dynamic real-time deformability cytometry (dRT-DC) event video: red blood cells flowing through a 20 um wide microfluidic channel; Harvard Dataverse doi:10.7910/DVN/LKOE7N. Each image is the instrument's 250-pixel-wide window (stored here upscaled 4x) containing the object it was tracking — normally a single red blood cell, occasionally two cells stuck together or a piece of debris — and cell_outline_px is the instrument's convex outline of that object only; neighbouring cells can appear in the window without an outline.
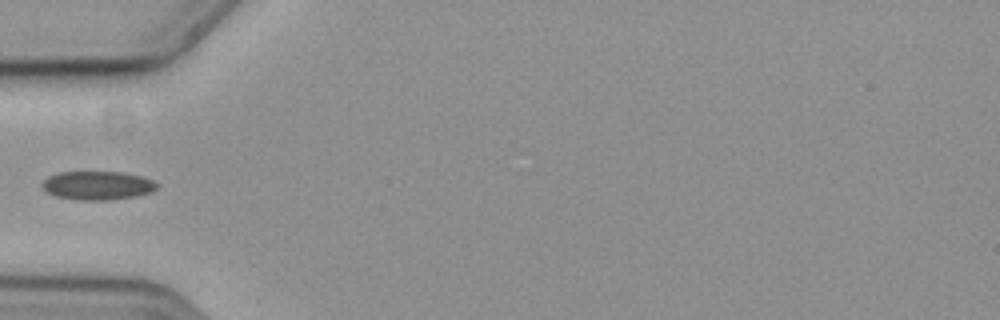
{"species": "common noctule bat (a hibernating species)", "species_latin": "Nyctalus noctula", "temperature_condition": "cold", "stored_images_in_passage": 39, "camera_frame_rate_fps": 3000, "um_per_image_px": 0.085, "animal": {"sex": "female", "body_mass_g": 19.3, "forearm_length_mm": 54.1}, "frame": {"image": 1, "passage_image": 1, "time_ms": 0.0, "image_size_px": [1000, 320], "cell_outline_px": [[160, 184], [152, 192], [136, 196], [108, 200], [76, 200], [56, 196], [48, 192], [40, 184], [48, 176], [56, 172], [120, 172], [140, 176], [152, 180]], "centroid_in_image_um": [8.28, 15.76], "position_along_channel_um": 76.7, "area_um2": 19.19}}
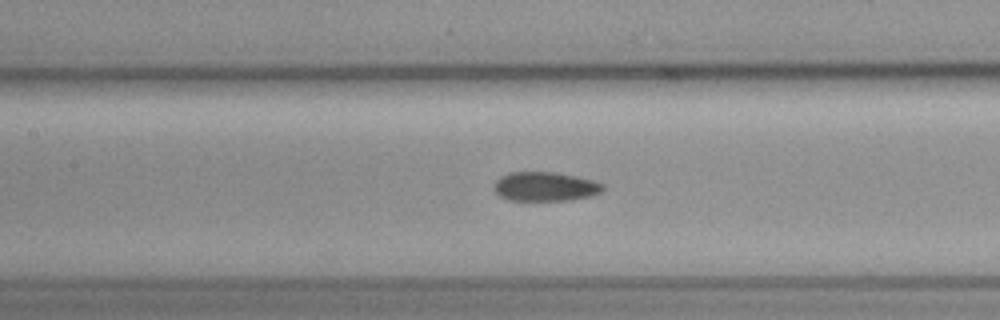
{"frame": {"image": 2, "passage_image": 8, "time_ms": 2.333, "image_size_px": [1000, 320], "cell_outline_px": [[604, 188], [600, 192], [592, 196], [572, 200], [508, 200], [500, 196], [496, 192], [496, 180], [500, 176], [508, 172], [556, 172], [576, 176], [592, 180], [604, 184]], "centroid_in_image_um": [46.36, 15.85], "position_along_channel_um": 161.0, "area_um2": 18.5}}
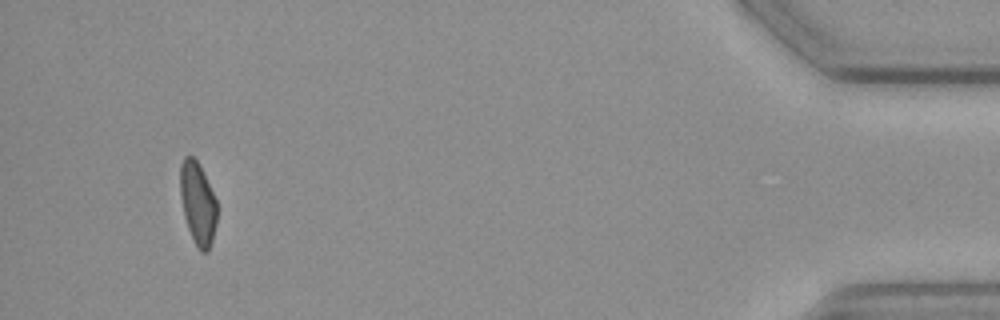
{"frame": {"image": 3, "passage_image": 36, "time_ms": 11.667, "image_size_px": [1000, 320], "cell_outline_px": [[216, 224], [212, 240], [208, 252], [200, 252], [188, 228], [184, 216], [180, 196], [180, 164], [184, 156], [192, 156], [200, 164], [216, 200]], "centroid_in_image_um": [16.8, 17.26], "position_along_channel_um": 418.4, "area_um2": 17.63}}